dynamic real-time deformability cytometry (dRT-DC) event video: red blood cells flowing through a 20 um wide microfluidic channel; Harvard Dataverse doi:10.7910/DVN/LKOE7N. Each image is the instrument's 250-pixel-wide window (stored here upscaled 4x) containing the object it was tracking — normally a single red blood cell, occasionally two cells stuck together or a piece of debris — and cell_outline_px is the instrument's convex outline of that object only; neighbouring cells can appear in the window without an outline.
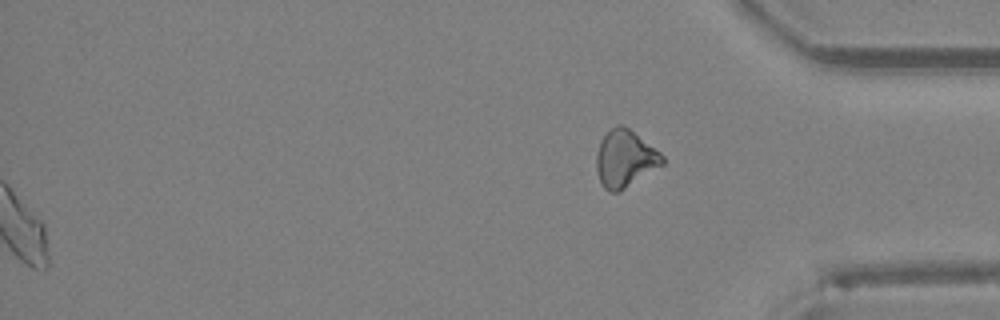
{"species": "Egyptian fruit bat (a non-hibernating species)", "species_latin": "Rousettus aegyptiacus", "temperature_condition": "room temperature", "stored_images_in_passage": 34, "segment_of_instrument_passage": [2, 2], "camera_frame_rate_fps": 3000, "um_per_image_px": 0.085, "animal": {"sex": "female"}, "frame": {"image": 1, "passage_image": 34, "time_ms": 11.0, "image_size_px": [1000, 320], "cell_outline_px": [[664, 164], [620, 192], [608, 192], [600, 184], [596, 168], [596, 152], [600, 140], [616, 124], [624, 124], [660, 152], [664, 156]], "centroid_in_image_um": [53.11, 13.5], "position_along_channel_um": 382.1, "area_um2": 22.2}}